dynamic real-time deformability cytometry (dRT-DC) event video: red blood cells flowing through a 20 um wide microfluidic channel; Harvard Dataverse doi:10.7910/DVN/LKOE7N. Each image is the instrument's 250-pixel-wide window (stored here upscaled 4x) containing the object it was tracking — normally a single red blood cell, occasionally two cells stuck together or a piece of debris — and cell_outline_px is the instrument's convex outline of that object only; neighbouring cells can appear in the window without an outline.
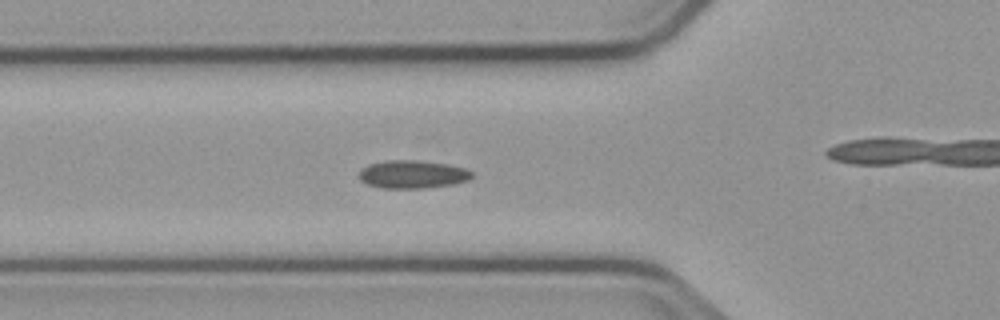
{"species": "common noctule bat (a hibernating species)", "species_latin": "Nyctalus noctula", "temperature_condition": "cold", "stored_images_in_passage": 56, "camera_frame_rate_fps": 3000, "um_per_image_px": 0.085, "animal": {"sex": "male", "body_mass_g": 23.1, "forearm_length_mm": 52.7}, "frame": {"image": 1, "passage_image": 19, "time_ms": 6.0, "image_size_px": [1000, 320], "cell_outline_px": [[472, 176], [468, 180], [456, 184], [428, 188], [380, 188], [368, 184], [360, 180], [360, 168], [368, 164], [388, 160], [412, 160], [448, 164], [464, 168], [472, 172]], "centroid_in_image_um": [35.06, 14.82], "position_along_channel_um": 90.7, "area_um2": 18.5}}
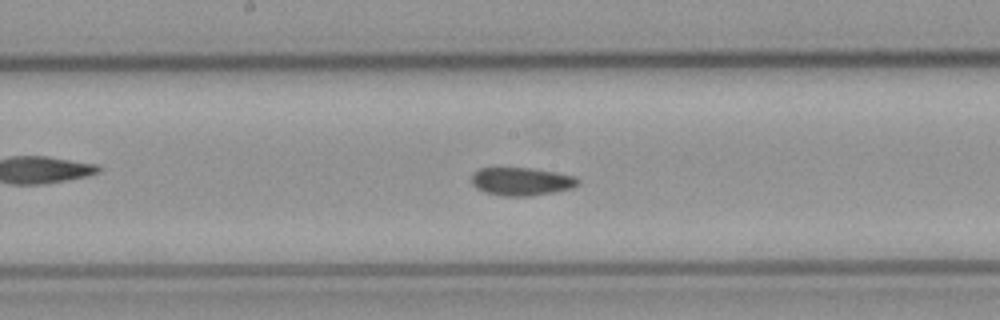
{"frame": {"image": 2, "passage_image": 28, "time_ms": 9.0, "image_size_px": [1000, 320], "cell_outline_px": [[580, 184], [572, 188], [532, 196], [500, 196], [484, 192], [476, 188], [472, 184], [472, 172], [480, 168], [532, 168], [556, 172], [576, 176], [580, 180]], "centroid_in_image_um": [44.33, 15.42], "position_along_channel_um": 203.9, "area_um2": 17.63}}
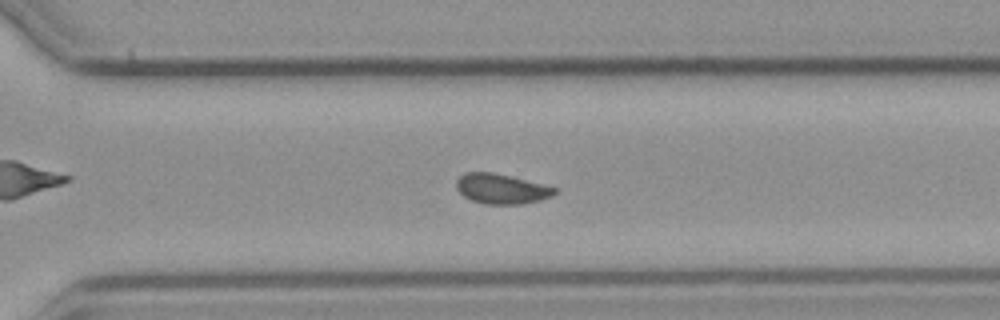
{"frame": {"image": 3, "passage_image": 38, "time_ms": 12.333, "image_size_px": [1000, 320], "cell_outline_px": [[556, 192], [552, 196], [540, 200], [520, 204], [484, 204], [472, 200], [464, 196], [456, 188], [456, 180], [464, 172], [492, 172], [556, 188]], "centroid_in_image_um": [42.57, 16.05], "position_along_channel_um": 328.0, "area_um2": 16.88}, "authors_computed_cell_mechanics": {"area_um2": 17.34, "velocity_mm_per_s": 3.7471, "shape_relaxation_time_tau1_ms": null, "shape_relaxation_time_tau2_ms": 3.0226, "deformation_change_tau1": null, "deformation_change_tau2": 0.0598}}